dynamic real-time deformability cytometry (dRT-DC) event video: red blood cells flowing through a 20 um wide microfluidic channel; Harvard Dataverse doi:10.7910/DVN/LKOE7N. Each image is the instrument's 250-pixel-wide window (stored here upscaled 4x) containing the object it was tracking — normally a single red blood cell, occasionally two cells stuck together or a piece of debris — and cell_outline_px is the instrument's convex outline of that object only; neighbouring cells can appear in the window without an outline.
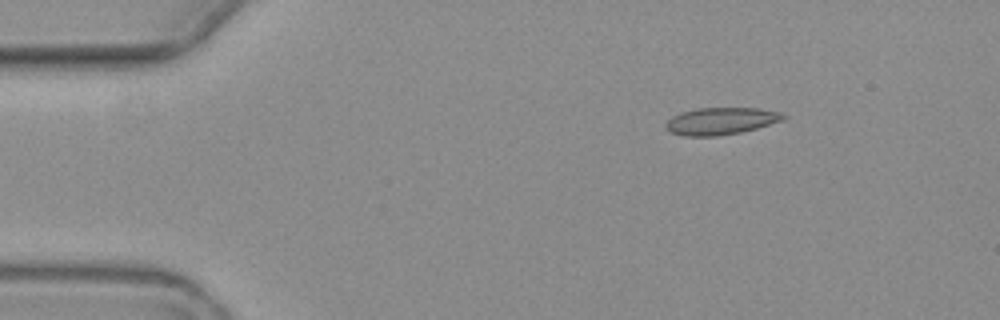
{"species": "common noctule bat (a hibernating species)", "species_latin": "Nyctalus noctula", "temperature_condition": "warm", "stored_images_in_passage": 6, "camera_frame_rate_fps": 3000, "um_per_image_px": 0.085, "animal": {"sex": "female", "body_mass_g": 19.3, "forearm_length_mm": 54.1}, "frame": {"image": 1, "passage_image": 6, "time_ms": 7.0, "image_size_px": [1000, 320], "cell_outline_px": [[788, 116], [784, 120], [756, 128], [740, 132], [716, 136], [684, 136], [668, 132], [664, 128], [664, 124], [672, 116], [680, 112], [696, 108], [760, 108], [784, 112]], "centroid_in_image_um": [61.27, 10.28], "position_along_channel_um": 23.7, "area_um2": 18.9}}